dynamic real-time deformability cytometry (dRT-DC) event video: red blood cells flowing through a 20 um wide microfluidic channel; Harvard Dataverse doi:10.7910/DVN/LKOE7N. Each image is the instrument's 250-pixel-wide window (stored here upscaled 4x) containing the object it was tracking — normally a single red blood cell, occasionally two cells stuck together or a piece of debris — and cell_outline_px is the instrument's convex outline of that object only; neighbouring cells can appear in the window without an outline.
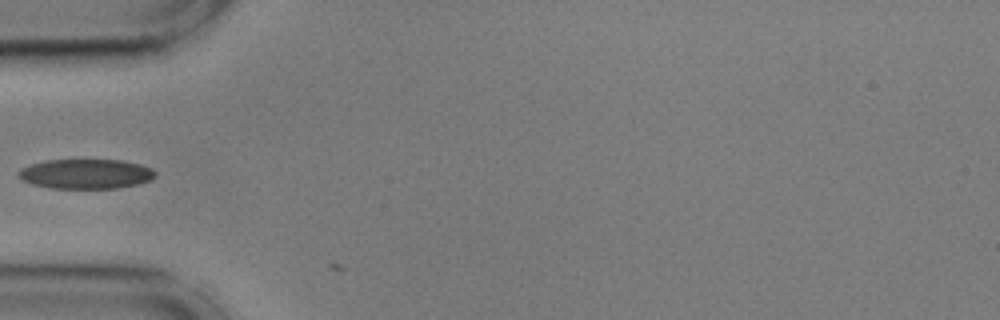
{"species": "common noctule bat (a hibernating species)", "species_latin": "Nyctalus noctula", "temperature_condition": "cold", "stored_images_in_passage": 2, "camera_frame_rate_fps": 3000, "um_per_image_px": 0.085, "animal": {"sex": "male", "body_mass_g": 17.9, "forearm_length_mm": 54.2}, "frame": {"image": 1, "passage_image": 1, "time_ms": 0.0, "image_size_px": [1000, 320], "cell_outline_px": [[156, 176], [152, 180], [140, 184], [116, 188], [52, 188], [32, 184], [16, 176], [16, 172], [20, 168], [32, 164], [48, 160], [124, 160], [140, 164], [152, 168], [156, 172]], "centroid_in_image_um": [7.33, 14.78], "position_along_channel_um": 77.7, "area_um2": 23.87}}